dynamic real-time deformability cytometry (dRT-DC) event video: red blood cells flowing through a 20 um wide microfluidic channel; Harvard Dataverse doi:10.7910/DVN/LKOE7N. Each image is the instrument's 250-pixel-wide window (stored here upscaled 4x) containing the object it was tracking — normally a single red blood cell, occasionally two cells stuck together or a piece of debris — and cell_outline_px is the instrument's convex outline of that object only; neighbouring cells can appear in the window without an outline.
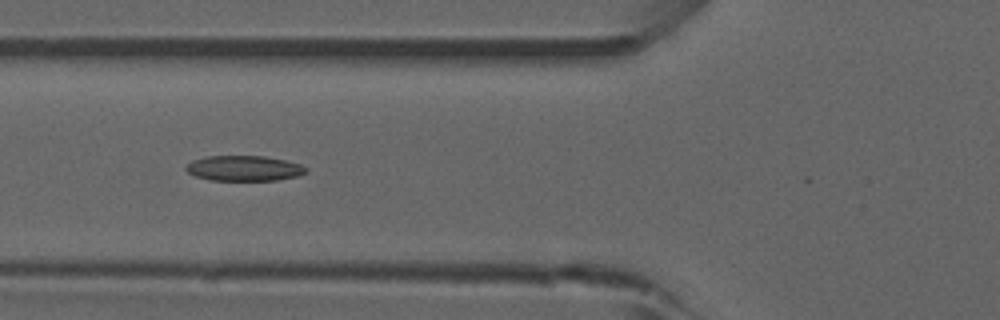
{"species": "common noctule bat (a hibernating species)", "species_latin": "Nyctalus noctula", "temperature_condition": "room temperature", "stored_images_in_passage": 18, "camera_frame_rate_fps": 3000, "um_per_image_px": 0.085, "animal": {"sex": "male", "forearm_length_mm": 52.5}, "frame": {"image": 1, "passage_image": 12, "time_ms": 3.667, "image_size_px": [1000, 320], "cell_outline_px": [[308, 172], [296, 176], [276, 180], [208, 180], [196, 176], [188, 172], [184, 168], [192, 160], [204, 156], [264, 156], [284, 160], [300, 164], [308, 168]], "centroid_in_image_um": [20.73, 14.3], "position_along_channel_um": 105.1, "area_um2": 17.69}}
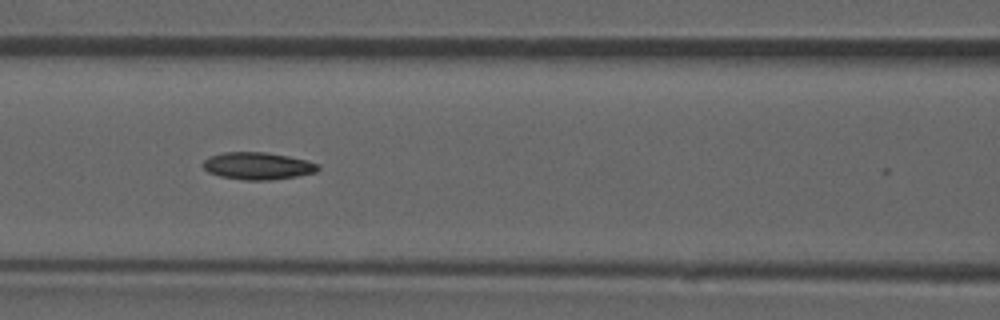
{"frame": {"image": 2, "passage_image": 15, "time_ms": 4.667, "image_size_px": [1000, 320], "cell_outline_px": [[320, 168], [316, 172], [296, 176], [272, 180], [244, 180], [220, 176], [208, 172], [204, 168], [204, 160], [208, 156], [224, 152], [264, 152], [288, 156], [308, 160], [320, 164]], "centroid_in_image_um": [21.93, 14.1], "position_along_channel_um": 144.7, "area_um2": 18.32}}